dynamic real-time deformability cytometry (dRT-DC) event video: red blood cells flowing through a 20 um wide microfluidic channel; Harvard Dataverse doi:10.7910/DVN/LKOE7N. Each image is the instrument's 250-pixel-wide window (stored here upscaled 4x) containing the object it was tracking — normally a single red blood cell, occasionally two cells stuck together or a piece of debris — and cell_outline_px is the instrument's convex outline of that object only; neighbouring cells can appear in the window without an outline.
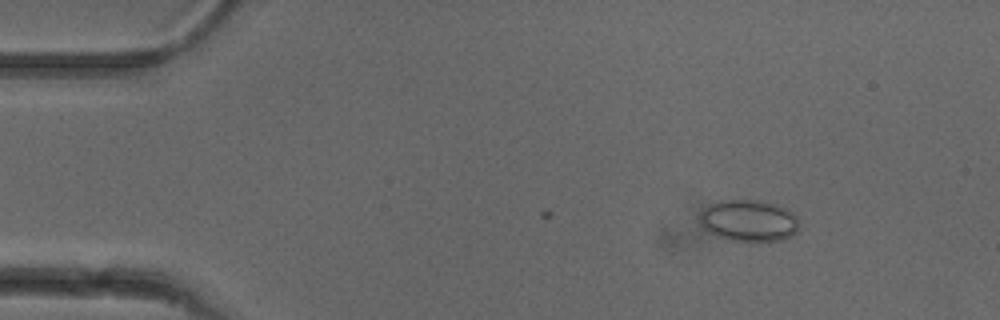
{"species": "common noctule bat (a hibernating species)", "species_latin": "Nyctalus noctula", "temperature_condition": "cold", "stored_images_in_passage": 4, "camera_frame_rate_fps": 3000, "um_per_image_px": 0.085, "animal": {"sex": "female"}, "frame": {"image": 1, "passage_image": 4, "time_ms": 1.0, "image_size_px": [1000, 320], "cell_outline_px": [[796, 232], [792, 236], [780, 240], [748, 244], [728, 240], [716, 236], [704, 228], [700, 224], [700, 212], [712, 204], [720, 200], [756, 200], [776, 204], [788, 208], [796, 216]], "centroid_in_image_um": [63.64, 18.79], "position_along_channel_um": 21.4, "area_um2": 24.57}}